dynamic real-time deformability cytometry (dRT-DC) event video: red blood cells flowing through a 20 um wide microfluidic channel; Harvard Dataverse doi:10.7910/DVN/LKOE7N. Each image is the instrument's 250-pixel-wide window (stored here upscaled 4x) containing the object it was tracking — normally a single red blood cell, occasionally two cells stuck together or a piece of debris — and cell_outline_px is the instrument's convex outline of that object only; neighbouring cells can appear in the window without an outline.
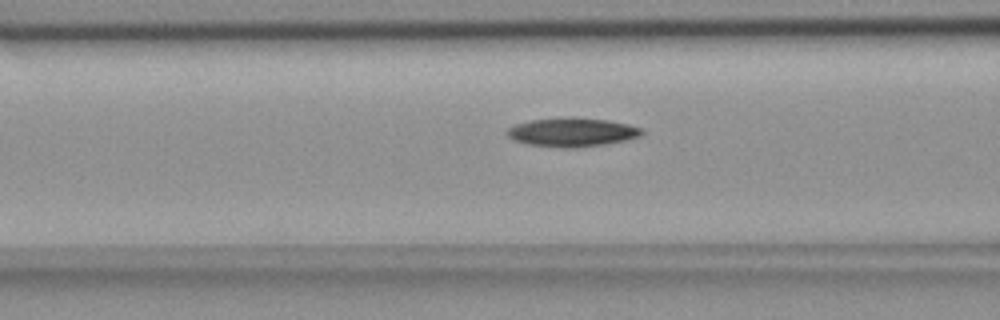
{"species": "common noctule bat (a hibernating species)", "species_latin": "Nyctalus noctula", "temperature_condition": "room temperature", "stored_images_in_passage": 31, "camera_frame_rate_fps": 3000, "um_per_image_px": 0.085, "animal": {"sex": "female", "body_mass_g": 18.4}, "frame": {"image": 1, "passage_image": 7, "time_ms": 2.0, "image_size_px": [1000, 320], "cell_outline_px": [[644, 132], [640, 136], [624, 140], [604, 144], [576, 148], [560, 148], [528, 144], [516, 140], [508, 136], [508, 128], [516, 124], [532, 120], [568, 116], [572, 116], [608, 120], [628, 124], [640, 128]], "centroid_in_image_um": [48.64, 11.23], "position_along_channel_um": 118.0, "area_um2": 22.6}}
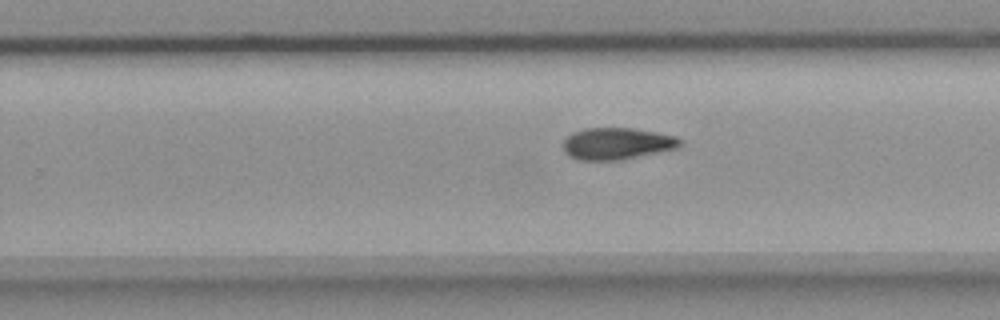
{"frame": {"image": 2, "passage_image": 20, "time_ms": 6.333, "image_size_px": [1000, 320], "cell_outline_px": [[680, 148], [620, 160], [576, 160], [568, 156], [564, 152], [564, 140], [572, 132], [584, 128], [632, 128], [656, 132], [672, 136], [680, 140]], "centroid_in_image_um": [52.4, 12.21], "position_along_channel_um": 277.4, "area_um2": 21.68}}
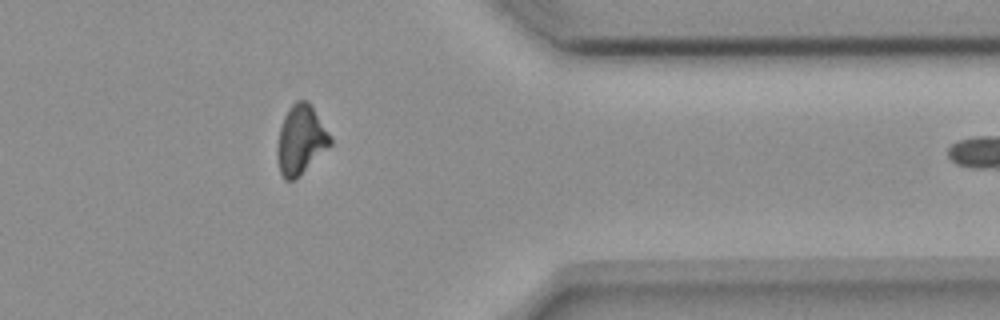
{"frame": {"image": 3, "passage_image": 30, "time_ms": 9.667, "image_size_px": [1000, 320], "cell_outline_px": [[332, 144], [296, 180], [284, 180], [280, 172], [276, 156], [276, 148], [280, 128], [284, 116], [288, 108], [296, 100], [308, 100], [312, 104], [332, 140]], "centroid_in_image_um": [25.55, 11.89], "position_along_channel_um": 385.9, "area_um2": 21.56}}